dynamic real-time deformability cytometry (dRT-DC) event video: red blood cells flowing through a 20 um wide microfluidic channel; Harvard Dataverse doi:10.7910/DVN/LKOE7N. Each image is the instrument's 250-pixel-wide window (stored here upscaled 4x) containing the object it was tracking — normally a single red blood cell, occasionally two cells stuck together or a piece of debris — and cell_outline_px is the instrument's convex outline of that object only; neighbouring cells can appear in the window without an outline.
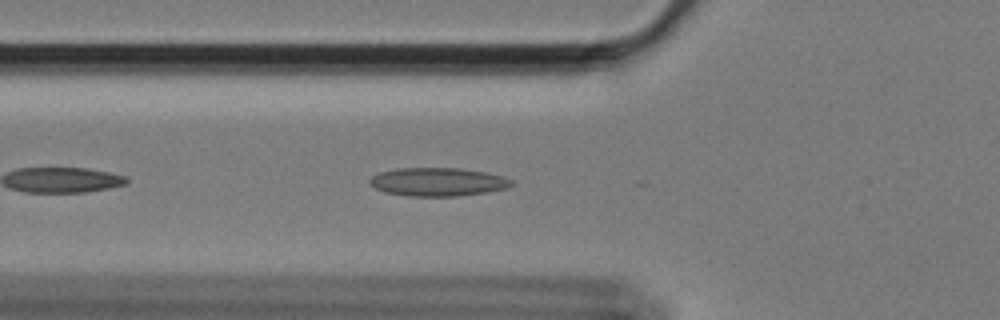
{"species": "Egyptian fruit bat (a non-hibernating species)", "species_latin": "Rousettus aegyptiacus", "temperature_condition": "cold", "stored_images_in_passage": 28, "camera_frame_rate_fps": 3000, "um_per_image_px": 0.085, "animal": {"sex": "female"}, "frame": {"image": 1, "passage_image": 6, "time_ms": 1.667, "image_size_px": [1000, 320], "cell_outline_px": [[516, 184], [508, 188], [484, 192], [456, 196], [408, 196], [384, 192], [368, 184], [368, 180], [372, 176], [380, 172], [396, 168], [460, 168], [484, 172], [504, 176], [512, 180]], "centroid_in_image_um": [37.21, 15.46], "position_along_channel_um": 88.6, "area_um2": 23.58}}
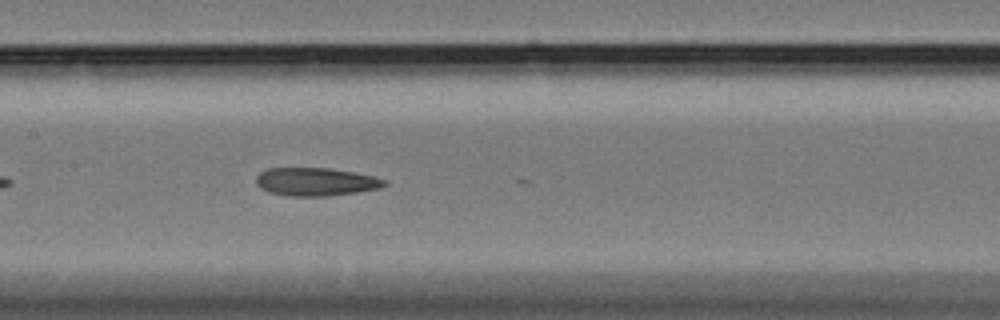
{"frame": {"image": 2, "passage_image": 14, "time_ms": 4.333, "image_size_px": [1000, 320], "cell_outline_px": [[388, 184], [380, 188], [356, 192], [328, 196], [288, 196], [268, 192], [260, 188], [256, 184], [256, 176], [260, 172], [268, 168], [328, 168], [352, 172], [372, 176], [388, 180]], "centroid_in_image_um": [26.82, 15.45], "position_along_channel_um": 180.6, "area_um2": 21.1}}
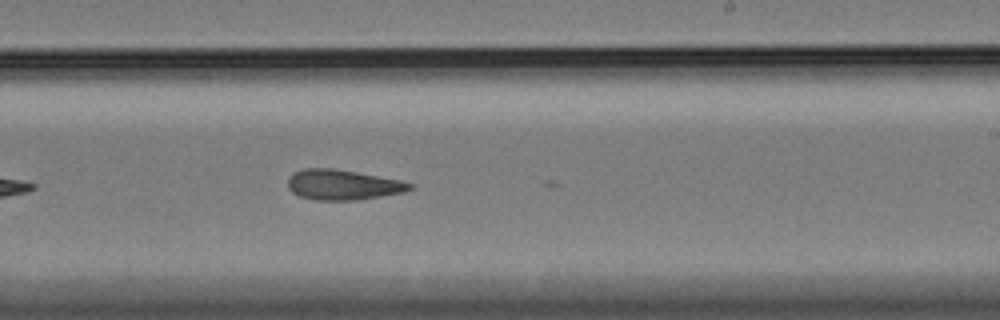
{"frame": {"image": 3, "passage_image": 21, "time_ms": 6.667, "image_size_px": [1000, 320], "cell_outline_px": [[412, 188], [404, 192], [356, 200], [316, 200], [300, 196], [292, 192], [288, 188], [288, 176], [292, 172], [304, 168], [332, 168], [356, 172], [400, 180], [412, 184]], "centroid_in_image_um": [29.08, 15.7], "position_along_channel_um": 259.9, "area_um2": 21.39}}